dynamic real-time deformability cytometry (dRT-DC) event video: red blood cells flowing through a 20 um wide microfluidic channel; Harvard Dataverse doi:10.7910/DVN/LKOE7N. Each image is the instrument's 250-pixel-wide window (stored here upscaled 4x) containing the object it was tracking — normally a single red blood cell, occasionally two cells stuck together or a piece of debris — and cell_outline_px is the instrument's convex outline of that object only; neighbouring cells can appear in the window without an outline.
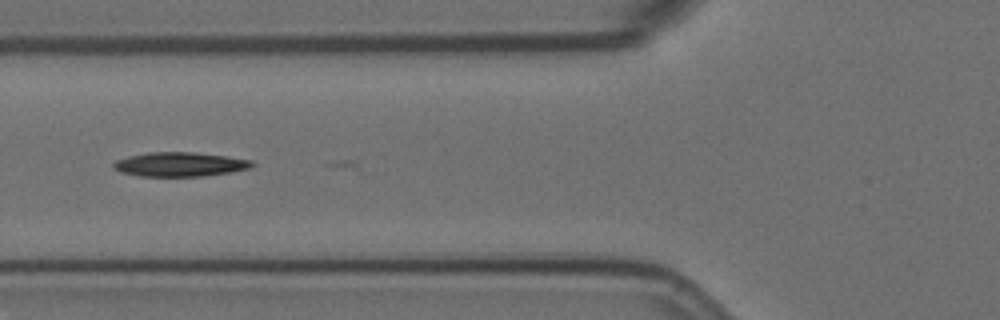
{"species": "Egyptian fruit bat (a non-hibernating species)", "species_latin": "Rousettus aegyptiacus", "temperature_condition": "room temperature", "stored_images_in_passage": 9, "camera_frame_rate_fps": 3000, "um_per_image_px": 0.085, "animal": {"sex": "female"}, "frame": {"image": 1, "passage_image": 3, "time_ms": 0.667, "image_size_px": [1000, 320], "cell_outline_px": [[256, 164], [248, 168], [228, 172], [204, 176], [140, 176], [120, 172], [112, 168], [112, 164], [116, 160], [128, 156], [148, 152], [192, 152], [228, 156], [252, 160]], "centroid_in_image_um": [15.25, 13.96], "position_along_channel_um": 110.5, "area_um2": 19.59}}